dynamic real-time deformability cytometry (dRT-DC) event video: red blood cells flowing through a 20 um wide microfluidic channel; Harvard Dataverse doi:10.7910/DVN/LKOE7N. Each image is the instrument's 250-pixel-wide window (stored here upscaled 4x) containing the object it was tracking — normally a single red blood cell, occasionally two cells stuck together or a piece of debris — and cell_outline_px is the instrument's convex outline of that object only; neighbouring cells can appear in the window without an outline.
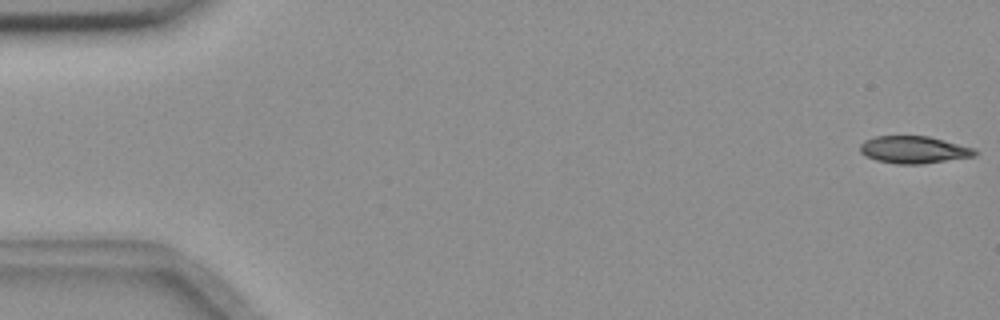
{"species": "common noctule bat (a hibernating species)", "species_latin": "Nyctalus noctula", "temperature_condition": "room temperature", "stored_images_in_passage": 6, "camera_frame_rate_fps": 3000, "um_per_image_px": 0.085, "animal": {"sex": "female", "body_mass_g": 18.4}, "frame": {"image": 1, "passage_image": 1, "time_ms": 0.0, "image_size_px": [1000, 320], "cell_outline_px": [[980, 152], [976, 156], [920, 164], [896, 164], [876, 160], [864, 156], [860, 152], [860, 144], [864, 140], [876, 136], [928, 136], [976, 148]], "centroid_in_image_um": [77.69, 12.73], "position_along_channel_um": 7.3, "area_um2": 18.44}}